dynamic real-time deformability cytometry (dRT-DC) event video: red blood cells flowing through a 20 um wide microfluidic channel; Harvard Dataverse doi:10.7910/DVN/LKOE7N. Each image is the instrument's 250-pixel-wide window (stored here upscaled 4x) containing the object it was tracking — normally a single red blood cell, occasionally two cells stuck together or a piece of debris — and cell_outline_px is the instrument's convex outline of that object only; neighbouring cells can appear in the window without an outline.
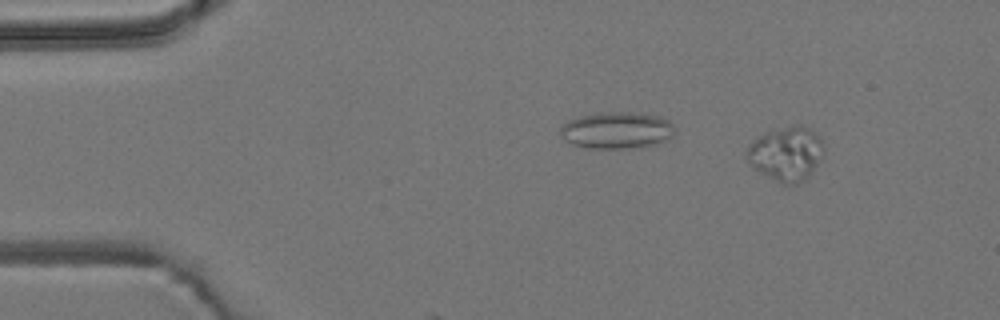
{"species": "common noctule bat (a hibernating species)", "species_latin": "Nyctalus noctula", "temperature_condition": "room temperature", "stored_images_in_passage": 8, "camera_frame_rate_fps": 3000, "um_per_image_px": 0.085, "animal": {"sex": "male", "body_mass_g": 19.2, "forearm_length_mm": 51.8}, "frame": {"image": 1, "passage_image": 6, "time_ms": 1.667, "image_size_px": [1000, 320], "cell_outline_px": [[824, 152], [816, 164], [804, 180], [788, 188], [760, 172], [748, 160], [744, 152], [748, 144], [752, 140], [764, 132], [800, 124], [808, 128], [820, 140], [824, 148]], "centroid_in_image_um": [66.78, 13.08], "position_along_channel_um": 18.2, "area_um2": 24.1}}